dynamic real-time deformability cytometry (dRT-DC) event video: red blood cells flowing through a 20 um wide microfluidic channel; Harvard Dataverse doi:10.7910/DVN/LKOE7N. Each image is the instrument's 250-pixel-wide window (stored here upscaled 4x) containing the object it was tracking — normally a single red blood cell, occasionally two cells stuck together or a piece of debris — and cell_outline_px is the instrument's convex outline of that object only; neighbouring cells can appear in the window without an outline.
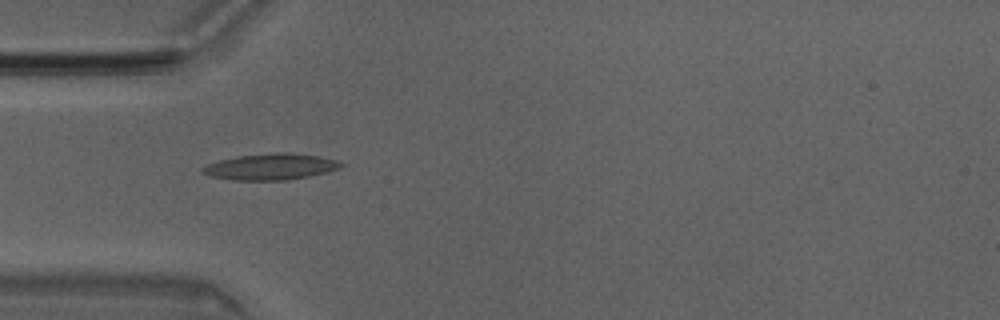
{"species": "Egyptian fruit bat (a non-hibernating species)", "species_latin": "Rousettus aegyptiacus", "temperature_condition": "room temperature", "stored_images_in_passage": 36, "camera_frame_rate_fps": 3000, "um_per_image_px": 0.085, "animal": {"sex": "male"}, "frame": {"image": 1, "passage_image": 1, "time_ms": 0.0, "image_size_px": [1000, 320], "cell_outline_px": [[344, 164], [340, 168], [328, 172], [288, 180], [232, 180], [208, 176], [200, 172], [200, 168], [208, 164], [220, 160], [236, 156], [276, 152], [288, 152], [320, 156], [336, 160]], "centroid_in_image_um": [22.98, 14.17], "position_along_channel_um": 62.0, "area_um2": 21.33}}
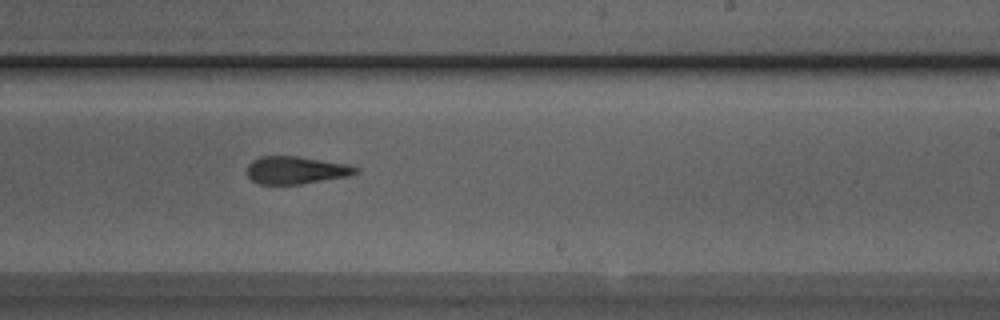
{"frame": {"image": 2, "passage_image": 16, "time_ms": 5.0, "image_size_px": [1000, 320], "cell_outline_px": [[360, 172], [348, 176], [300, 184], [260, 184], [252, 180], [248, 176], [248, 164], [252, 160], [260, 156], [296, 156], [348, 164], [360, 168]], "centroid_in_image_um": [25.18, 14.46], "position_along_channel_um": 263.8, "area_um2": 17.46}}
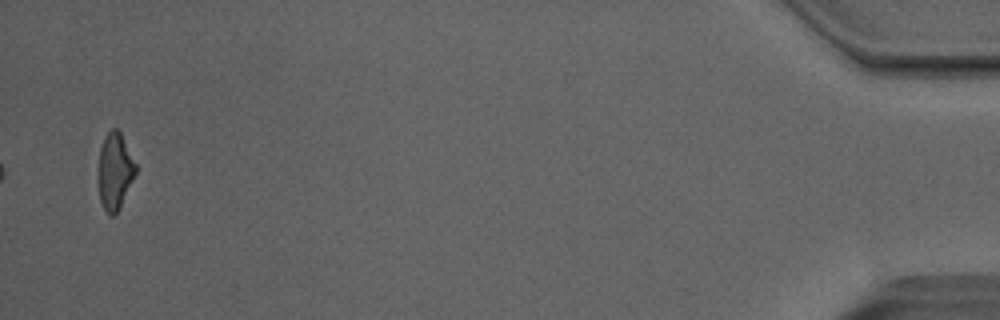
{"frame": {"image": 3, "passage_image": 35, "time_ms": 11.333, "image_size_px": [1000, 320], "cell_outline_px": [[136, 172], [120, 208], [112, 216], [108, 216], [100, 200], [100, 148], [104, 136], [112, 128], [116, 128], [120, 132], [136, 164]], "centroid_in_image_um": [9.78, 14.55], "position_along_channel_um": 425.4, "area_um2": 16.18}, "authors_computed_cell_mechanics": {"area_um2": 18.207, "velocity_mm_per_s": 4.0494, "shape_relaxation_time_tau1_ms": 8.9245, "shape_relaxation_time_tau2_ms": 2.5548, "deformation_change_tau1": 0.2327, "deformation_change_tau2": 0.1229}}